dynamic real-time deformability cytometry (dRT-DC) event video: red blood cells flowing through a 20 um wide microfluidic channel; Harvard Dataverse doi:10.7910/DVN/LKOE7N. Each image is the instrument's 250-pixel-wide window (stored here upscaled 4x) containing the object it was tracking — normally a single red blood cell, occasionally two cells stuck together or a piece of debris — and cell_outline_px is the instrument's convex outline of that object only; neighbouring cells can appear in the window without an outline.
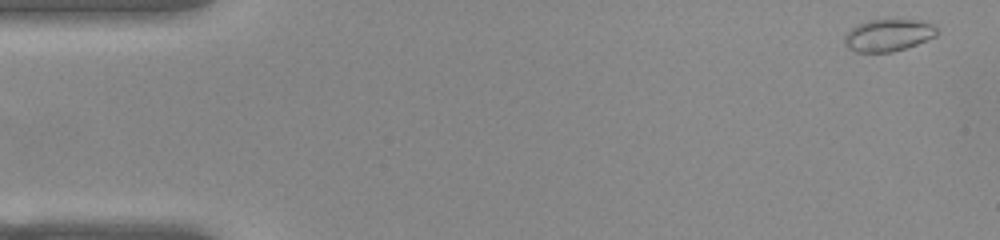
{"species": "common noctule bat (a hibernating species)", "species_latin": "Nyctalus noctula", "temperature_condition": "warm", "stored_images_in_passage": 52, "camera_frame_rate_fps": 3000, "um_per_image_px": 0.085, "animal": {"sex": "female", "body_mass_g": 22.0, "forearm_length_mm": 56.7}, "frame": {"image": 1, "passage_image": 1, "time_ms": 0.0, "image_size_px": [1000, 240], "cell_outline_px": [[936, 36], [916, 44], [892, 52], [856, 52], [848, 48], [844, 44], [844, 36], [856, 24], [868, 20], [920, 20], [932, 24], [936, 28]], "centroid_in_image_um": [75.46, 2.99], "position_along_channel_um": 9.5, "area_um2": 17.17}}
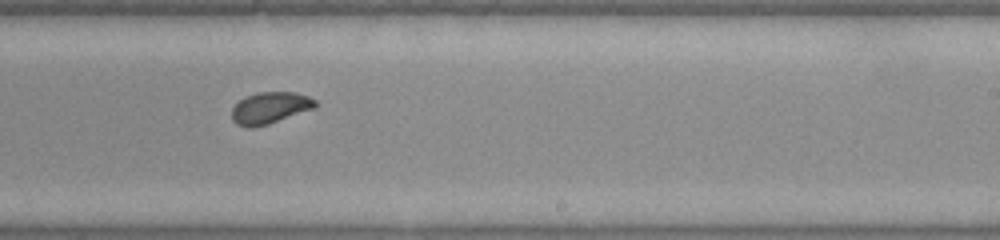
{"frame": {"image": 2, "passage_image": 31, "time_ms": 10.0, "image_size_px": [1000, 240], "cell_outline_px": [[316, 104], [312, 108], [268, 124], [252, 128], [248, 128], [236, 124], [232, 120], [232, 108], [244, 96], [256, 92], [296, 92], [308, 96], [316, 100]], "centroid_in_image_um": [22.89, 9.16], "position_along_channel_um": 266.1, "area_um2": 15.26}}
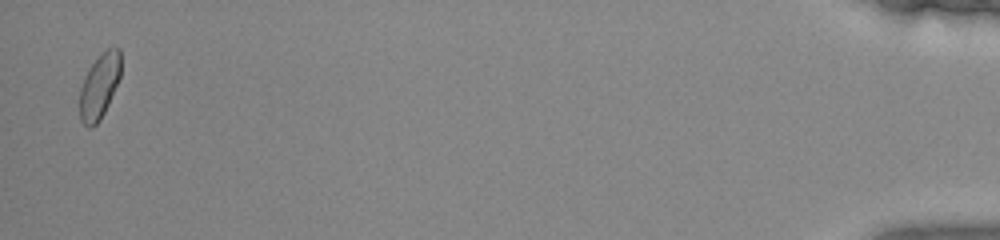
{"frame": {"image": 3, "passage_image": 51, "time_ms": 16.667, "image_size_px": [1000, 240], "cell_outline_px": [[120, 76], [108, 104], [100, 120], [92, 128], [88, 128], [80, 120], [80, 88], [84, 76], [88, 68], [108, 48], [120, 48]], "centroid_in_image_um": [8.43, 7.35], "position_along_channel_um": 426.8, "area_um2": 15.32}, "authors_computed_cell_mechanics": {"area_um2": 15.6349, "velocity_mm_per_s": 3.8457, "shape_relaxation_time_tau1_ms": 5.1809, "shape_relaxation_time_tau2_ms": null, "deformation_change_tau1": 0.1202, "deformation_change_tau2": null}}